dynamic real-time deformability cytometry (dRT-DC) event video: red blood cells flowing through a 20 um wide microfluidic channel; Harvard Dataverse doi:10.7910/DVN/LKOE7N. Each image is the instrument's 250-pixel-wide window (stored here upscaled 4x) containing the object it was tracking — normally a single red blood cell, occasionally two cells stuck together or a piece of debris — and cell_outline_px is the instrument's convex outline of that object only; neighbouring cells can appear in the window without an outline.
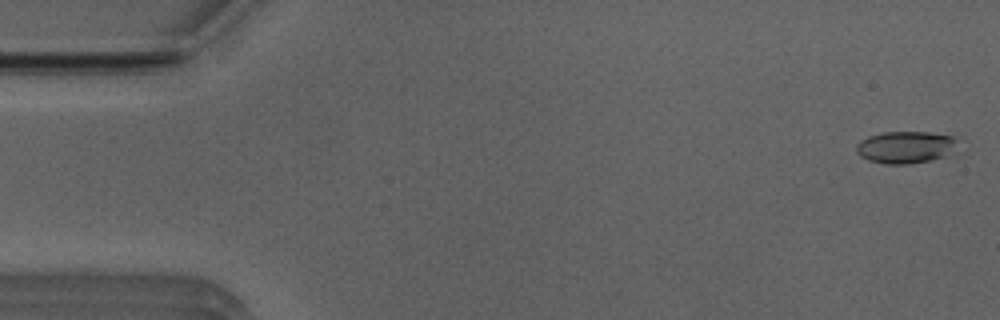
{"species": "Egyptian fruit bat (a non-hibernating species)", "species_latin": "Rousettus aegyptiacus", "temperature_condition": "room temperature", "stored_images_in_passage": 51, "camera_frame_rate_fps": 3000, "um_per_image_px": 0.085, "animal": {"sex": "male"}, "frame": {"image": 1, "passage_image": 1, "time_ms": 0.0, "image_size_px": [1000, 320], "cell_outline_px": [[964, 140], [960, 152], [948, 156], [932, 160], [908, 164], [888, 164], [868, 160], [860, 156], [856, 152], [856, 144], [860, 140], [868, 136], [884, 132], [928, 132], [964, 136]], "centroid_in_image_um": [77.21, 12.5], "position_along_channel_um": 7.8, "area_um2": 20.23}}
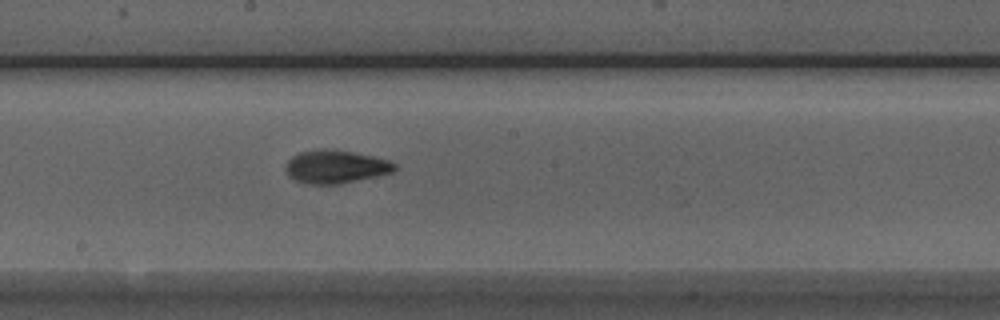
{"frame": {"image": 2, "passage_image": 27, "time_ms": 8.667, "image_size_px": [1000, 320], "cell_outline_px": [[396, 168], [392, 172], [376, 176], [340, 184], [308, 184], [296, 180], [288, 176], [284, 168], [288, 160], [292, 156], [300, 152], [320, 148], [324, 148], [352, 152], [372, 156], [388, 160], [396, 164]], "centroid_in_image_um": [28.49, 14.17], "position_along_channel_um": 219.7, "area_um2": 21.04}}
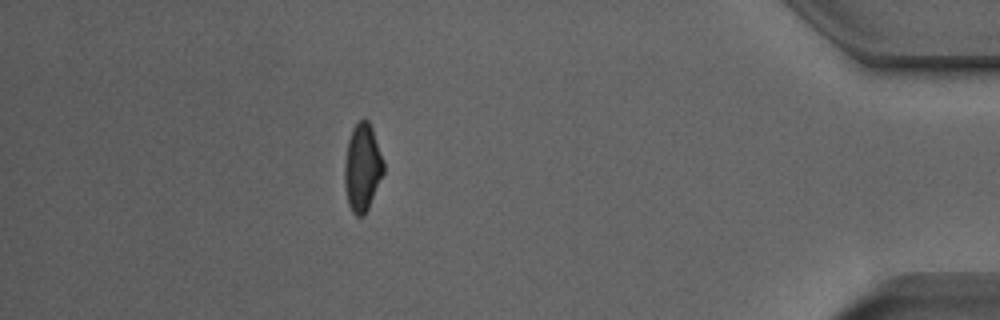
{"frame": {"image": 3, "passage_image": 45, "time_ms": 14.667, "image_size_px": [1000, 320], "cell_outline_px": [[384, 172], [368, 208], [364, 216], [356, 216], [352, 212], [348, 204], [344, 184], [344, 164], [348, 140], [352, 128], [364, 116], [368, 120], [372, 128], [384, 160]], "centroid_in_image_um": [30.79, 14.22], "position_along_channel_um": 404.4, "area_um2": 20.06}, "authors_computed_cell_mechanics": {"area_um2": 19.652, "velocity_mm_per_s": 3.9637, "shape_relaxation_time_tau1_ms": 3.8307, "shape_relaxation_time_tau2_ms": 2.2348, "deformation_change_tau1": 0.1581, "deformation_change_tau2": 0.0821}}